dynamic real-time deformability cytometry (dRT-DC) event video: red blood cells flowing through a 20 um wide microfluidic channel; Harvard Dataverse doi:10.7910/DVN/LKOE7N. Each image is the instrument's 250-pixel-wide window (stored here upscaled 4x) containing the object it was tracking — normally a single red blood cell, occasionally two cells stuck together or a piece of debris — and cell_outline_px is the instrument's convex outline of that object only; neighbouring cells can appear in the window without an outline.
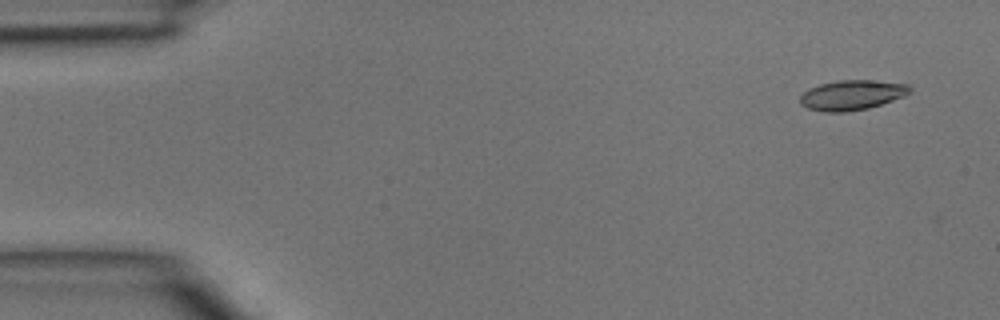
{"species": "common noctule bat (a hibernating species)", "species_latin": "Nyctalus noctula", "temperature_condition": "room temperature", "stored_images_in_passage": 45, "camera_frame_rate_fps": 3000, "um_per_image_px": 0.085, "animal": {"sex": "male", "body_mass_g": 15.6}, "frame": {"image": 1, "passage_image": 3, "time_ms": 0.667, "image_size_px": [1000, 320], "cell_outline_px": [[912, 92], [904, 96], [868, 108], [844, 112], [824, 112], [808, 108], [800, 104], [800, 96], [808, 88], [820, 84], [840, 80], [872, 80], [908, 84], [912, 88]], "centroid_in_image_um": [72.41, 8.07], "position_along_channel_um": 12.6, "area_um2": 19.13}}
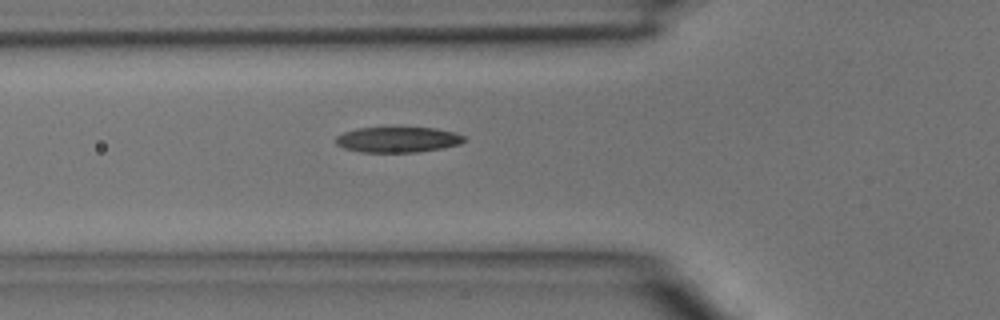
{"frame": {"image": 2, "passage_image": 16, "time_ms": 5.0, "image_size_px": [1000, 320], "cell_outline_px": [[468, 140], [460, 144], [440, 148], [416, 152], [360, 152], [344, 148], [336, 144], [336, 136], [344, 132], [356, 128], [436, 128], [452, 132], [464, 136]], "centroid_in_image_um": [33.8, 11.87], "position_along_channel_um": 92.0, "area_um2": 18.96}}
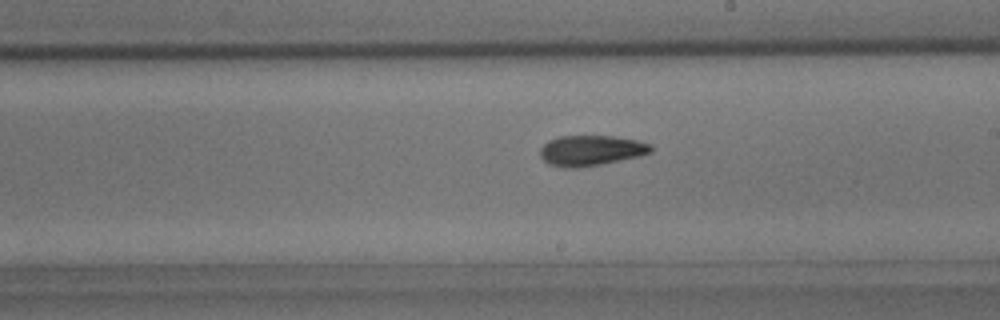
{"frame": {"image": 3, "passage_image": 26, "time_ms": 8.333, "image_size_px": [1000, 320], "cell_outline_px": [[652, 152], [640, 156], [600, 164], [576, 168], [572, 168], [548, 164], [540, 156], [540, 148], [548, 140], [560, 136], [612, 136], [636, 140], [652, 144]], "centroid_in_image_um": [50.24, 12.78], "position_along_channel_um": 238.8, "area_um2": 19.54}}